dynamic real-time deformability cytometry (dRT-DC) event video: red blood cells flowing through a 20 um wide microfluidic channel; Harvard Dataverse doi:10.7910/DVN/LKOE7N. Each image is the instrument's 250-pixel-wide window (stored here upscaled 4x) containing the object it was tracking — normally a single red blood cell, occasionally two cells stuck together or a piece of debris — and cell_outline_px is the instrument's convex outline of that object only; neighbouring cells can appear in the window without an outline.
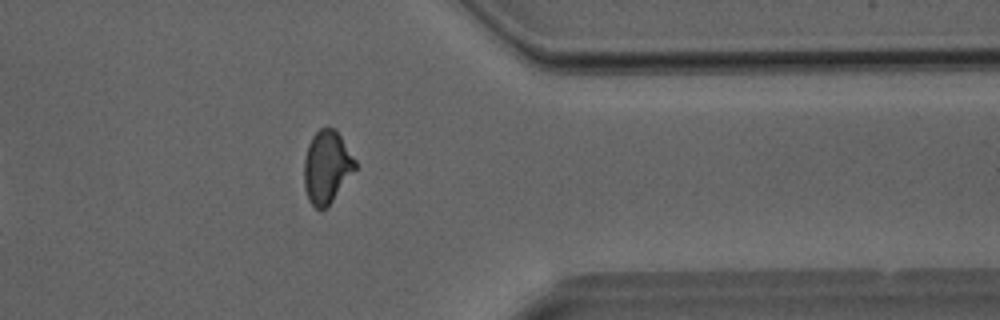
{"species": "Egyptian fruit bat (a non-hibernating species)", "species_latin": "Rousettus aegyptiacus", "temperature_condition": "room temperature", "stored_images_in_passage": 25, "camera_frame_rate_fps": 3000, "um_per_image_px": 0.085, "animal": {"sex": "male"}, "frame": {"image": 1, "passage_image": 22, "time_ms": 7.0, "image_size_px": [1000, 320], "cell_outline_px": [[356, 168], [332, 200], [320, 212], [308, 200], [304, 188], [304, 160], [308, 144], [312, 136], [320, 128], [336, 128], [356, 160]], "centroid_in_image_um": [27.76, 14.17], "position_along_channel_um": 383.6, "area_um2": 21.56}}